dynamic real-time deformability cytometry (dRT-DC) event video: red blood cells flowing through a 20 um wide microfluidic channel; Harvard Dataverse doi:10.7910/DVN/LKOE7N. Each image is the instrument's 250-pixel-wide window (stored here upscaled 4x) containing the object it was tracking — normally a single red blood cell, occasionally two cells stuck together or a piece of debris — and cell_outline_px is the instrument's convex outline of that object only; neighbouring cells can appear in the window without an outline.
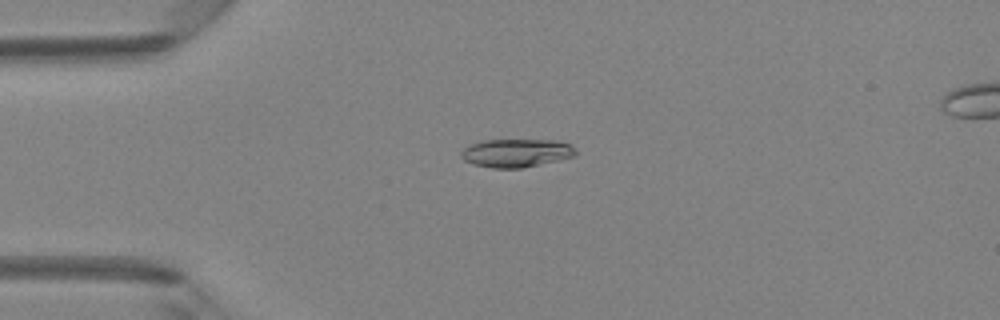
{"species": "Egyptian fruit bat (a non-hibernating species)", "species_latin": "Rousettus aegyptiacus", "temperature_condition": "room temperature", "stored_images_in_passage": 48, "camera_frame_rate_fps": 3000, "um_per_image_px": 0.085, "animal": {"sex": "female"}, "frame": {"image": 1, "passage_image": 12, "time_ms": 3.667, "image_size_px": [1000, 320], "cell_outline_px": [[576, 156], [520, 168], [492, 168], [476, 164], [464, 160], [460, 156], [460, 152], [464, 148], [472, 144], [484, 140], [556, 140], [572, 144], [576, 148]], "centroid_in_image_um": [43.91, 12.99], "position_along_channel_um": 41.1, "area_um2": 18.79}}
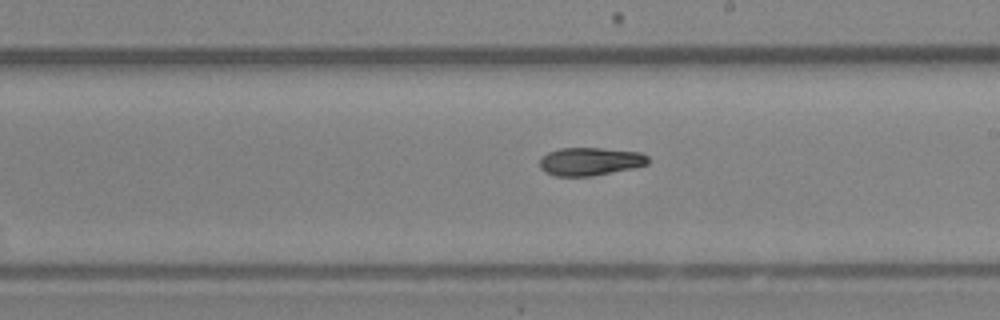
{"frame": {"image": 2, "passage_image": 28, "time_ms": 9.0, "image_size_px": [1000, 320], "cell_outline_px": [[648, 164], [632, 168], [592, 176], [556, 176], [544, 172], [540, 168], [540, 156], [548, 152], [560, 148], [600, 148], [640, 152], [648, 156]], "centroid_in_image_um": [50.12, 13.72], "position_along_channel_um": 238.9, "area_um2": 17.74}}
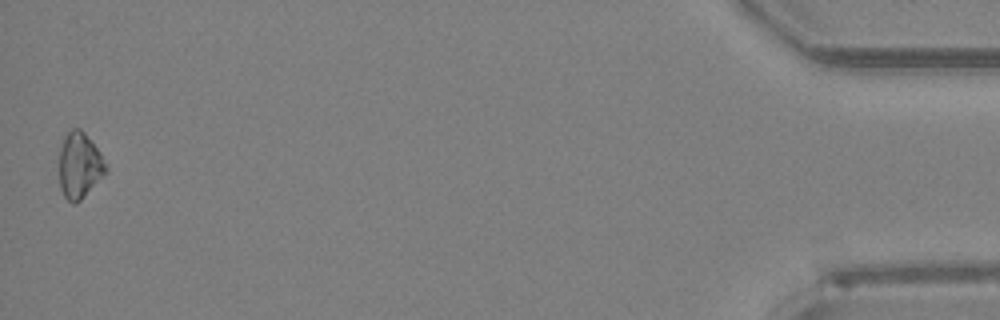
{"frame": {"image": 3, "passage_image": 48, "time_ms": 15.667, "image_size_px": [1000, 320], "cell_outline_px": [[108, 172], [76, 204], [72, 204], [64, 196], [60, 188], [60, 148], [64, 136], [72, 128], [80, 128], [84, 132], [100, 152], [108, 168]], "centroid_in_image_um": [6.77, 14.07], "position_along_channel_um": 428.4, "area_um2": 17.92}, "authors_computed_cell_mechanics": {"area_um2": 18.0336, "velocity_mm_per_s": 4.2084, "shape_relaxation_time_tau1_ms": 9.1561, "shape_relaxation_time_tau2_ms": null, "deformation_change_tau1": 0.2004, "deformation_change_tau2": null}}